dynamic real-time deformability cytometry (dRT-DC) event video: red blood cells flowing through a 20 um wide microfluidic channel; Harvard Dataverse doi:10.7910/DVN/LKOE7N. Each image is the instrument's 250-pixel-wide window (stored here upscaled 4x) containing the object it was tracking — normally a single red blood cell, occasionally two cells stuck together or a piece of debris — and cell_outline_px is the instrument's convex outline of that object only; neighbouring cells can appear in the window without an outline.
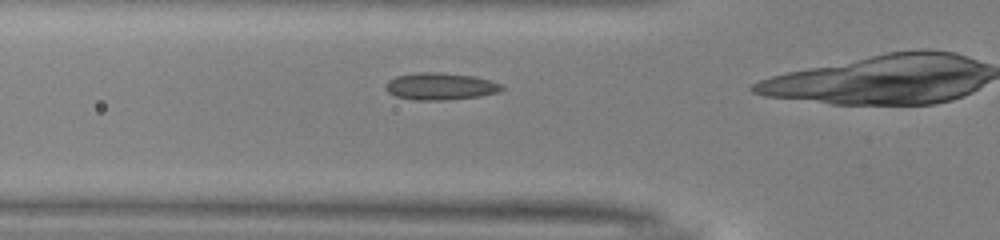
{"species": "common noctule bat (a hibernating species)", "species_latin": "Nyctalus noctula", "temperature_condition": "warm", "stored_images_in_passage": 32, "camera_frame_rate_fps": 3000, "um_per_image_px": 0.085, "animal": {"sex": "male", "body_mass_g": 13.0, "forearm_length_mm": 53.1}, "frame": {"image": 1, "passage_image": 9, "time_ms": 2.667, "image_size_px": [1000, 240], "cell_outline_px": [[504, 88], [496, 92], [480, 96], [444, 100], [416, 100], [396, 96], [388, 92], [384, 88], [384, 84], [388, 80], [396, 76], [420, 72], [436, 72], [476, 76], [500, 84]], "centroid_in_image_um": [37.37, 7.33], "position_along_channel_um": 88.4, "area_um2": 18.21}}
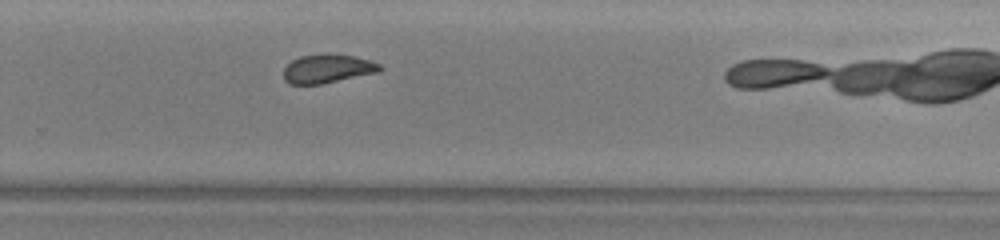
{"frame": {"image": 2, "passage_image": 25, "time_ms": 8.0, "image_size_px": [1000, 240], "cell_outline_px": [[384, 68], [380, 72], [320, 84], [288, 84], [284, 80], [284, 68], [292, 60], [300, 56], [352, 56], [368, 60], [380, 64]], "centroid_in_image_um": [27.84, 5.88], "position_along_channel_um": 302.0, "area_um2": 15.55}}
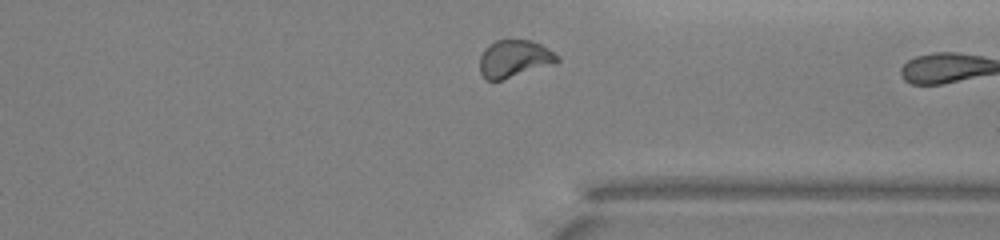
{"frame": {"image": 3, "passage_image": 30, "time_ms": 9.667, "image_size_px": [1000, 240], "cell_outline_px": [[560, 60], [500, 80], [484, 80], [480, 72], [480, 56], [484, 48], [496, 40], [528, 40], [540, 44], [548, 48], [560, 56]], "centroid_in_image_um": [43.66, 4.97], "position_along_channel_um": 367.7, "area_um2": 16.42}}